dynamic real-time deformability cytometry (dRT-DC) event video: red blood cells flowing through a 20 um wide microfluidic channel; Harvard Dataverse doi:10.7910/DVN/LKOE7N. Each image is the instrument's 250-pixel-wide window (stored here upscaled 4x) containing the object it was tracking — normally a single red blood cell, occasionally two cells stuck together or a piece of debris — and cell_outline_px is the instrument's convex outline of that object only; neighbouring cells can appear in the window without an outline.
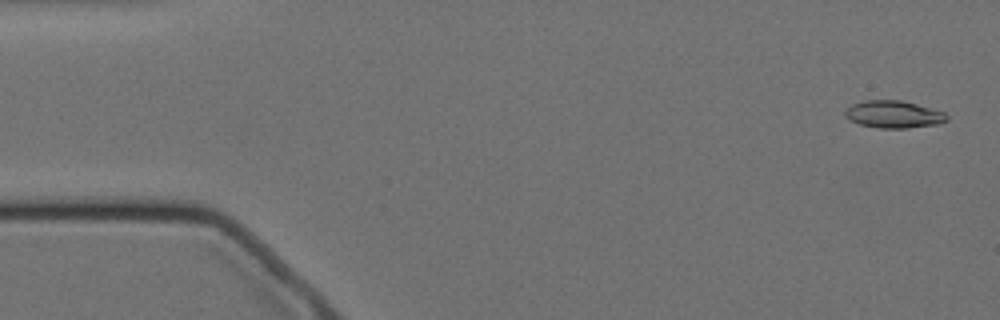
{"species": "Egyptian fruit bat (a non-hibernating species)", "species_latin": "Rousettus aegyptiacus", "temperature_condition": "cold", "stored_images_in_passage": 5, "camera_frame_rate_fps": 3000, "um_per_image_px": 0.085, "animal": {"sex": "female"}, "frame": {"image": 1, "passage_image": 1, "time_ms": 0.0, "image_size_px": [1000, 320], "cell_outline_px": [[948, 120], [940, 124], [908, 128], [876, 128], [860, 124], [848, 120], [844, 116], [844, 112], [852, 104], [864, 100], [900, 100], [916, 104], [944, 112], [948, 116]], "centroid_in_image_um": [75.94, 9.73], "position_along_channel_um": 9.1, "area_um2": 16.3}}
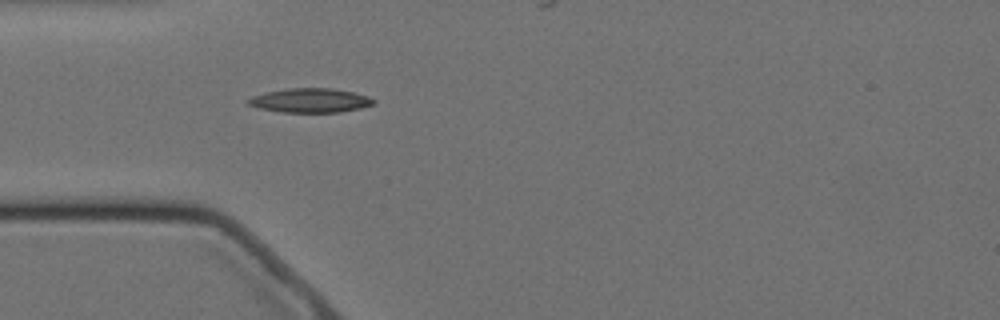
{"frame": {"image": 2, "passage_image": 5, "time_ms": 4.667, "image_size_px": [1000, 320], "cell_outline_px": [[376, 104], [360, 108], [340, 112], [280, 112], [260, 108], [248, 104], [244, 100], [252, 96], [264, 92], [288, 88], [332, 88], [352, 92], [368, 96], [376, 100]], "centroid_in_image_um": [26.36, 8.53], "position_along_channel_um": 58.6, "area_um2": 17.8}}